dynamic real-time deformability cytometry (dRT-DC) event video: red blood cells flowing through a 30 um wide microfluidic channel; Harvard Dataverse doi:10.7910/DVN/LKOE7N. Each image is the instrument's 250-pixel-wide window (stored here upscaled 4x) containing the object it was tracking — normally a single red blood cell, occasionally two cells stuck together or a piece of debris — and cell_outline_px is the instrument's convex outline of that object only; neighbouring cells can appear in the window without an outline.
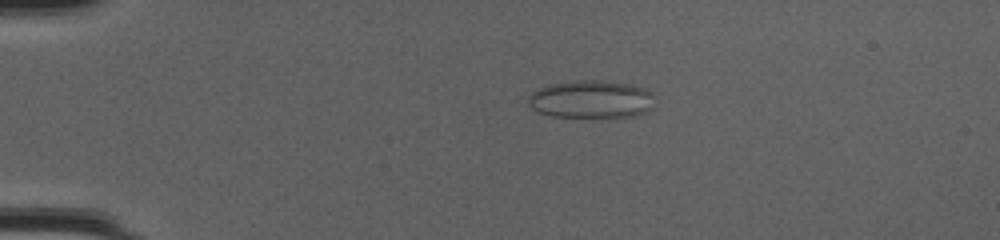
{"species": "common noctule bat (a hibernating species)", "species_latin": "Nyctalus noctula", "temperature_condition": "cold", "stored_images_in_passage": 41, "camera_frame_rate_fps": 3000, "um_per_image_px": 0.085, "animal": {"sex": "female", "body_mass_g": 20.0, "forearm_length_mm": 54.0}, "frame": {"image": 1, "passage_image": 3, "time_ms": 0.667, "image_size_px": [1000, 240], "cell_outline_px": [[652, 108], [644, 112], [632, 116], [552, 116], [540, 112], [532, 108], [528, 104], [528, 96], [532, 92], [540, 88], [552, 84], [576, 80], [600, 80], [624, 84], [644, 88], [652, 92]], "centroid_in_image_um": [50.22, 8.43], "position_along_channel_um": 34.8, "area_um2": 27.28}}
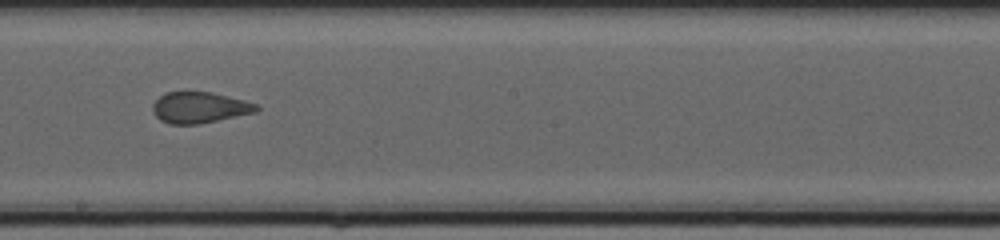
{"frame": {"image": 2, "passage_image": 21, "time_ms": 6.667, "image_size_px": [1000, 240], "cell_outline_px": [[260, 108], [256, 112], [200, 124], [168, 124], [160, 120], [152, 112], [152, 104], [164, 92], [212, 92], [244, 100], [256, 104]], "centroid_in_image_um": [16.93, 9.14], "position_along_channel_um": 231.3, "area_um2": 18.84}}
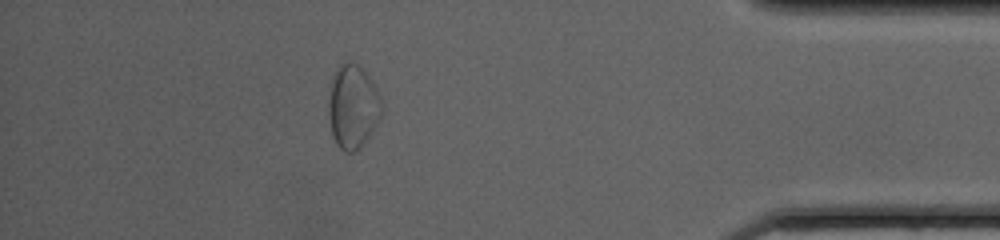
{"frame": {"image": 3, "passage_image": 36, "time_ms": 11.667, "image_size_px": [1000, 240], "cell_outline_px": [[384, 104], [380, 116], [376, 124], [360, 148], [356, 152], [344, 152], [336, 144], [332, 136], [328, 112], [328, 104], [332, 80], [340, 64], [348, 60], [356, 64], [368, 76], [376, 88]], "centroid_in_image_um": [29.99, 9.09], "position_along_channel_um": 405.2, "area_um2": 25.72}, "authors_computed_cell_mechanics": {"area_um2": 22.1374, "velocity_mm_per_s": 4.2343, "shape_relaxation_time_tau1_ms": null, "shape_relaxation_time_tau2_ms": 0.5975, "deformation_change_tau1": null, "deformation_change_tau2": 0.0728}}